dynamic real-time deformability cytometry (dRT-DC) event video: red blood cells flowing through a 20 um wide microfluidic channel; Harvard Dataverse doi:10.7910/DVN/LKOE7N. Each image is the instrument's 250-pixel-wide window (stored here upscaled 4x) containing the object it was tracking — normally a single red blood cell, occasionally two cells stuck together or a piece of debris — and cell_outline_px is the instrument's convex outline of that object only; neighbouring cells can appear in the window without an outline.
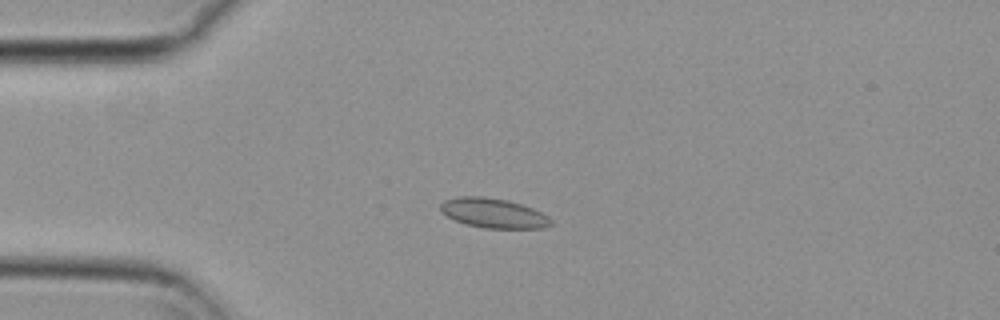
{"species": "common noctule bat (a hibernating species)", "species_latin": "Nyctalus noctula", "temperature_condition": "cold", "stored_images_in_passage": 16, "camera_frame_rate_fps": 3000, "um_per_image_px": 0.085, "animal": {"sex": "female", "body_mass_g": 29.2, "forearm_length_mm": 56.3}, "frame": {"image": 1, "passage_image": 11, "time_ms": 3.333, "image_size_px": [1000, 320], "cell_outline_px": [[552, 224], [544, 228], [484, 228], [464, 224], [440, 212], [440, 204], [444, 200], [460, 196], [484, 196], [508, 200], [532, 208], [548, 216], [552, 220]], "centroid_in_image_um": [41.93, 18.11], "position_along_channel_um": 43.1, "area_um2": 19.13}}